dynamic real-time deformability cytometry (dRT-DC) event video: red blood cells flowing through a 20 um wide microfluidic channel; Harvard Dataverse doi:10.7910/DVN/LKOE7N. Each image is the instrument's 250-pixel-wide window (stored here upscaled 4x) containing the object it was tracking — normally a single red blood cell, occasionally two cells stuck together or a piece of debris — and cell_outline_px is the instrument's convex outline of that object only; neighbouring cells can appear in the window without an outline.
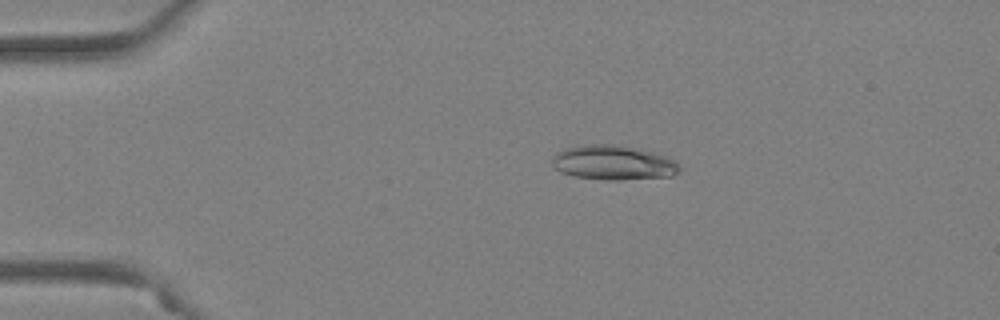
{"species": "Egyptian fruit bat (a non-hibernating species)", "species_latin": "Rousettus aegyptiacus", "temperature_condition": "warm", "stored_images_in_passage": 52, "camera_frame_rate_fps": 3000, "um_per_image_px": 0.085, "animal": {"sex": "female"}, "frame": {"image": 1, "passage_image": 11, "time_ms": 3.333, "image_size_px": [1000, 320], "cell_outline_px": [[680, 172], [672, 176], [616, 180], [608, 180], [576, 176], [560, 172], [552, 164], [552, 156], [556, 152], [564, 148], [588, 144], [612, 144], [652, 152], [668, 156], [676, 160], [680, 168]], "centroid_in_image_um": [52.13, 13.82], "position_along_channel_um": 32.9, "area_um2": 25.61}}
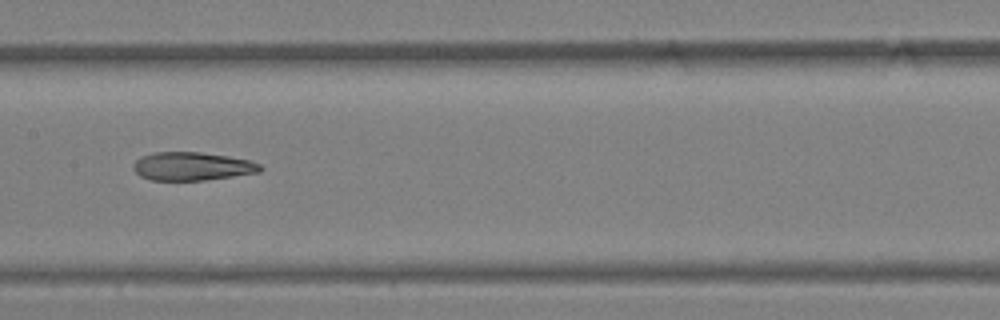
{"frame": {"image": 2, "passage_image": 27, "time_ms": 8.667, "image_size_px": [1000, 320], "cell_outline_px": [[264, 168], [260, 172], [204, 180], [152, 180], [140, 176], [132, 168], [132, 164], [140, 156], [156, 152], [200, 152], [228, 156], [248, 160], [260, 164]], "centroid_in_image_um": [16.31, 14.13], "position_along_channel_um": 191.1, "area_um2": 20.92}}
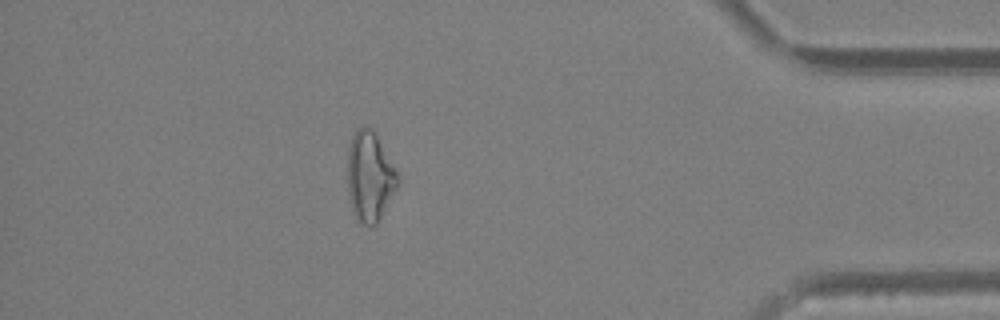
{"frame": {"image": 3, "passage_image": 46, "time_ms": 15.0, "image_size_px": [1000, 320], "cell_outline_px": [[400, 184], [376, 224], [364, 224], [352, 212], [348, 192], [348, 148], [352, 136], [356, 128], [372, 128], [396, 168], [400, 176]], "centroid_in_image_um": [31.45, 14.99], "position_along_channel_um": 403.7, "area_um2": 26.18}, "authors_computed_cell_mechanics": {"area_um2": 24.6806, "velocity_mm_per_s": 3.9887, "shape_relaxation_time_tau1_ms": null, "shape_relaxation_time_tau2_ms": 4.3888, "deformation_change_tau1": null, "deformation_change_tau2": 0.1511}}